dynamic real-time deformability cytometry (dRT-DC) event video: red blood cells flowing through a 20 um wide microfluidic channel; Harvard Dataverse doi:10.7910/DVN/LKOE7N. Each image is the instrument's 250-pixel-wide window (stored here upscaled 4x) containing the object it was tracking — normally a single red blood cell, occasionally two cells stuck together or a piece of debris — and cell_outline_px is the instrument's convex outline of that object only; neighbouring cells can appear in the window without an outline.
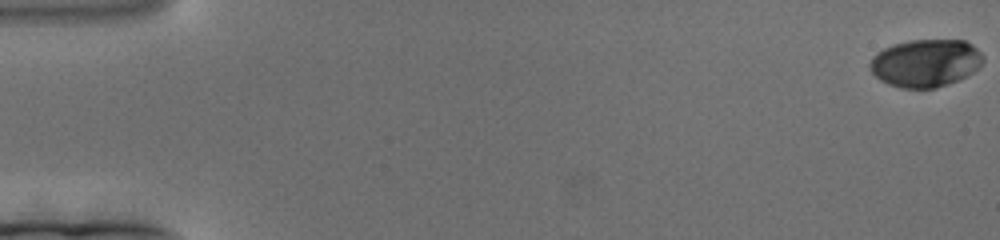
{"species": "human", "species_latin": "Homo sapiens", "temperature_condition": "cold", "stored_images_in_passage": 187, "camera_frame_rate_fps": 3000, "um_per_image_px": 0.085, "donor": {"sex": "female"}, "frame": {"image": 1, "passage_image": 1, "time_ms": 0.0, "image_size_px": [1000, 240], "cell_outline_px": [[984, 60], [972, 72], [956, 80], [932, 88], [904, 88], [880, 80], [872, 72], [868, 64], [872, 56], [876, 52], [892, 44], [908, 40], [964, 40], [972, 44], [984, 56]], "centroid_in_image_um": [78.64, 5.33], "position_along_channel_um": 6.4, "area_um2": 31.15}}
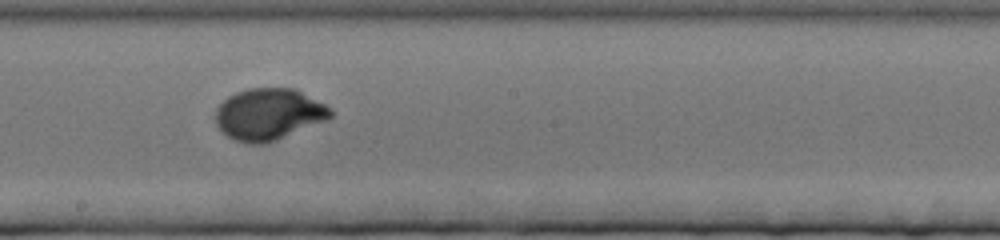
{"frame": {"image": 2, "passage_image": 106, "time_ms": 35.0, "image_size_px": [1000, 240], "cell_outline_px": [[332, 116], [328, 120], [276, 140], [264, 144], [248, 144], [232, 140], [216, 124], [216, 108], [228, 96], [236, 92], [248, 88], [292, 88], [324, 104], [332, 112]], "centroid_in_image_um": [22.82, 9.72], "position_along_channel_um": 225.4, "area_um2": 34.39}}
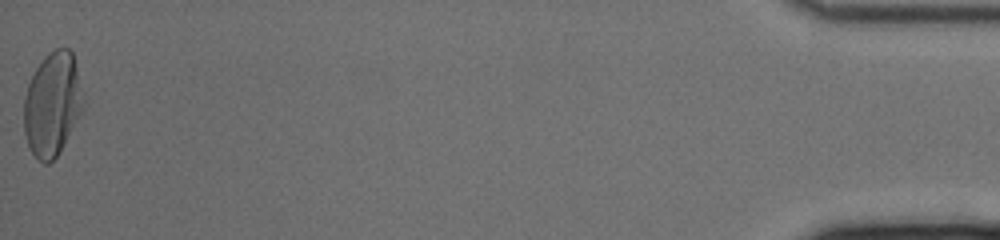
{"frame": {"image": 3, "passage_image": 187, "time_ms": 62.0, "image_size_px": [1000, 240], "cell_outline_px": [[84, 108], [60, 152], [48, 164], [44, 164], [28, 148], [24, 132], [24, 96], [28, 84], [36, 68], [44, 56], [48, 52], [56, 48], [68, 48], [72, 52], [84, 92]], "centroid_in_image_um": [4.46, 8.84], "position_along_channel_um": 430.7, "area_um2": 36.18}}